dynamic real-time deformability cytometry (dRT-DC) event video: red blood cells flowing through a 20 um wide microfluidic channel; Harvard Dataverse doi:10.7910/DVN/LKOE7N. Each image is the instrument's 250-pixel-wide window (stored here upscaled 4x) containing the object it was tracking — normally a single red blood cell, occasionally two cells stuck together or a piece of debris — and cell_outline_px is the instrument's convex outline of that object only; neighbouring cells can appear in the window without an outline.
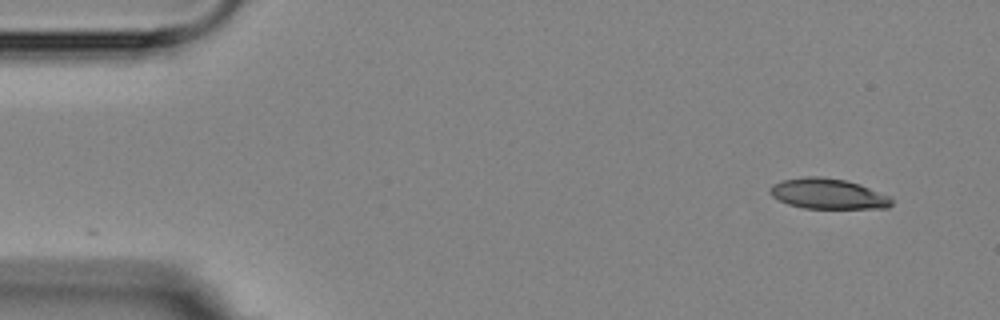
{"species": "Egyptian fruit bat (a non-hibernating species)", "species_latin": "Rousettus aegyptiacus", "temperature_condition": "room temperature", "stored_images_in_passage": 4, "camera_frame_rate_fps": 3000, "um_per_image_px": 0.085, "animal": {"sex": "female"}, "frame": {"image": 1, "passage_image": 1, "time_ms": 0.0, "image_size_px": [1000, 320], "cell_outline_px": [[892, 204], [888, 208], [804, 208], [788, 204], [772, 196], [768, 192], [768, 188], [772, 184], [780, 180], [804, 176], [820, 176], [844, 180], [860, 184], [892, 196]], "centroid_in_image_um": [70.37, 16.46], "position_along_channel_um": 14.6, "area_um2": 21.79}}